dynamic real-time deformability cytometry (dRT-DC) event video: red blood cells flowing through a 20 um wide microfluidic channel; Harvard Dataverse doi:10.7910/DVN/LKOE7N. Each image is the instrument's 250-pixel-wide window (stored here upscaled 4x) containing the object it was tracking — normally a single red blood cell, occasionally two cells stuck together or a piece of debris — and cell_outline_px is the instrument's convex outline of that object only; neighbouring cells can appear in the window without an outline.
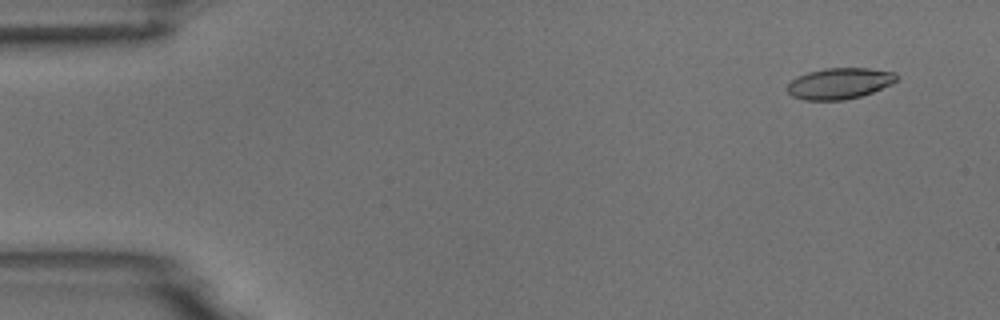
{"species": "common noctule bat (a hibernating species)", "species_latin": "Nyctalus noctula", "temperature_condition": "room temperature", "stored_images_in_passage": 6, "camera_frame_rate_fps": 3000, "um_per_image_px": 0.085, "animal": {"sex": "male", "body_mass_g": 18.8}, "frame": {"image": 1, "passage_image": 2, "time_ms": 1.0, "image_size_px": [1000, 320], "cell_outline_px": [[896, 80], [892, 84], [872, 92], [860, 96], [844, 100], [804, 100], [792, 96], [788, 92], [788, 84], [796, 76], [808, 72], [824, 68], [868, 68], [896, 72]], "centroid_in_image_um": [71.34, 7.09], "position_along_channel_um": 13.7, "area_um2": 19.77}}
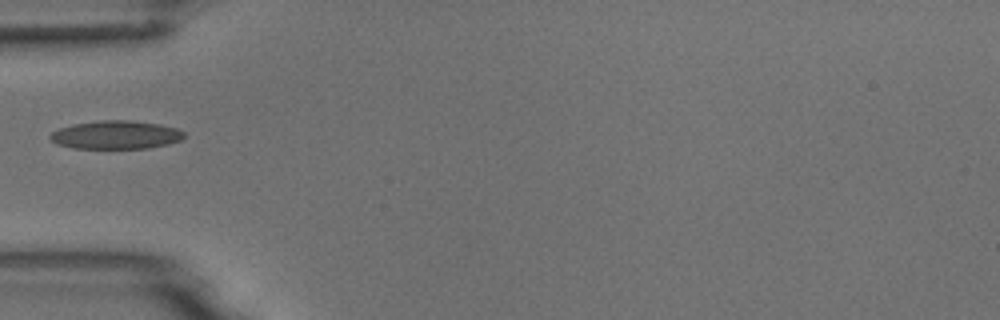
{"frame": {"image": 2, "passage_image": 5, "time_ms": 5.667, "image_size_px": [1000, 320], "cell_outline_px": [[184, 136], [180, 140], [168, 144], [148, 148], [72, 148], [56, 144], [48, 136], [52, 132], [60, 128], [72, 124], [100, 120], [132, 120], [160, 124], [176, 128], [184, 132]], "centroid_in_image_um": [9.84, 11.46], "position_along_channel_um": 75.2, "area_um2": 22.14}}